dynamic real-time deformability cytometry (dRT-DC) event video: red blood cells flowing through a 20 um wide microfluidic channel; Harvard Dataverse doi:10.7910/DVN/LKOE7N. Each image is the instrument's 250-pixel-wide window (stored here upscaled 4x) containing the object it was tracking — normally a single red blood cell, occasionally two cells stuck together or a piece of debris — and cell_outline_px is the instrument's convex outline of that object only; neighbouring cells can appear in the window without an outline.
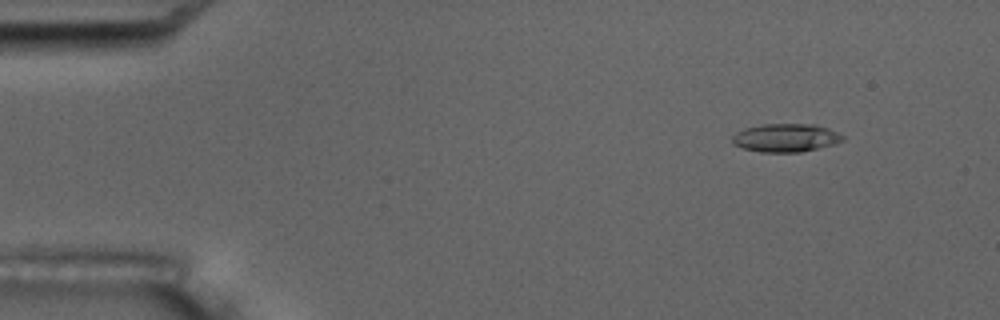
{"species": "common noctule bat (a hibernating species)", "species_latin": "Nyctalus noctula", "temperature_condition": "room temperature", "stored_images_in_passage": 7, "camera_frame_rate_fps": 3000, "um_per_image_px": 0.085, "animal": {"sex": "male", "body_mass_g": 17.5, "forearm_length_mm": 52.3}, "frame": {"image": 1, "passage_image": 2, "time_ms": 2.0, "image_size_px": [1000, 320], "cell_outline_px": [[844, 140], [836, 144], [800, 152], [760, 152], [744, 148], [732, 144], [732, 136], [736, 132], [744, 128], [764, 124], [816, 124], [828, 128], [844, 136]], "centroid_in_image_um": [66.79, 11.71], "position_along_channel_um": 18.2, "area_um2": 18.26}}